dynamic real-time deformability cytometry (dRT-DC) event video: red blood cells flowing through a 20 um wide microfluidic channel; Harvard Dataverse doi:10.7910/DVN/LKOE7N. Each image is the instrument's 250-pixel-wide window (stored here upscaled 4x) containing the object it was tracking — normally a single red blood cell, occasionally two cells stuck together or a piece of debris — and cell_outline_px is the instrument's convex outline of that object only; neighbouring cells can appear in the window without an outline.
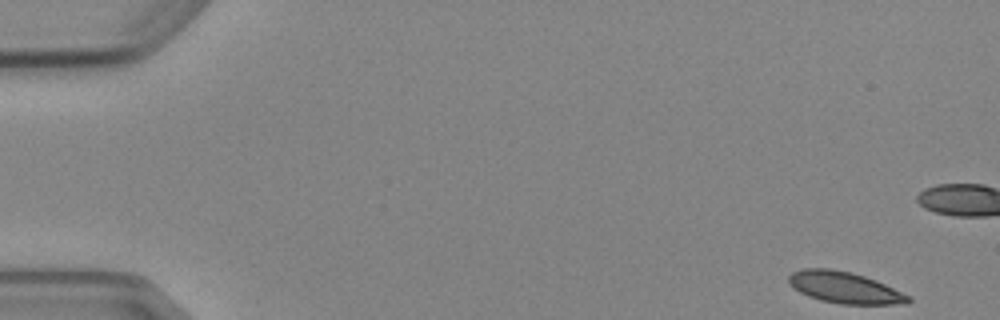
{"species": "Egyptian fruit bat (a non-hibernating species)", "species_latin": "Rousettus aegyptiacus", "temperature_condition": "cold", "stored_images_in_passage": 7, "camera_frame_rate_fps": 3000, "um_per_image_px": 0.085, "animal": {"sex": "female"}, "frame": {"image": 1, "passage_image": 1, "time_ms": 0.0, "image_size_px": [1000, 320], "cell_outline_px": [[912, 300], [908, 304], [840, 304], [820, 300], [808, 296], [800, 292], [788, 284], [788, 276], [792, 272], [804, 268], [828, 268], [852, 272], [876, 280], [912, 296]], "centroid_in_image_um": [71.81, 24.44], "position_along_channel_um": 13.2, "area_um2": 22.14}}
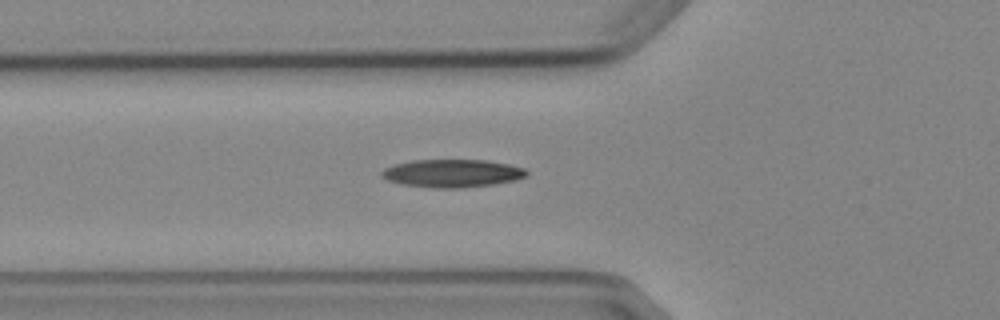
{"frame": {"image": 2, "passage_image": 7, "time_ms": 7.0, "image_size_px": [1000, 320], "cell_outline_px": [[528, 176], [516, 180], [496, 184], [460, 188], [432, 188], [400, 184], [388, 180], [380, 176], [380, 172], [384, 168], [396, 164], [412, 160], [484, 160], [508, 164], [524, 168], [528, 172]], "centroid_in_image_um": [38.44, 14.74], "position_along_channel_um": 87.4, "area_um2": 23.76}}